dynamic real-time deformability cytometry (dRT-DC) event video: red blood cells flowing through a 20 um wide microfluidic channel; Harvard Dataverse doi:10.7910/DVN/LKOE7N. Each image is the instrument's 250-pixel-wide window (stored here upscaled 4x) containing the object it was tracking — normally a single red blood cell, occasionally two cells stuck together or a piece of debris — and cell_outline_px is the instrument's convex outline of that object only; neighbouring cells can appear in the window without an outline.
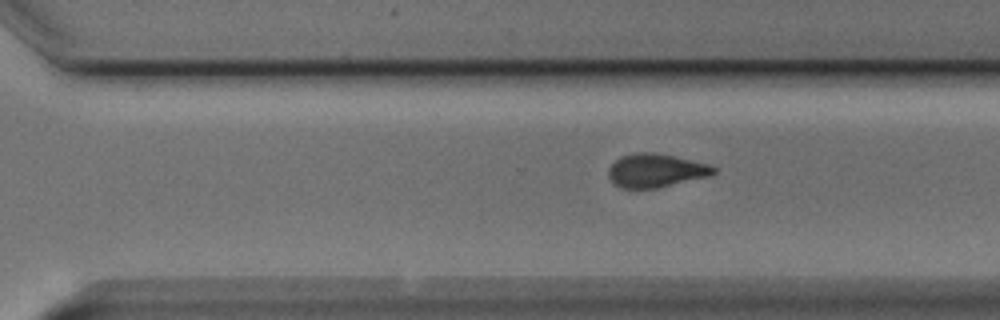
{"species": "Egyptian fruit bat (a non-hibernating species)", "species_latin": "Rousettus aegyptiacus", "temperature_condition": "cold", "stored_images_in_passage": 11, "segment_of_instrument_passage": [2, 2], "camera_frame_rate_fps": 3000, "um_per_image_px": 0.085, "animal": {"sex": "male"}, "frame": {"image": 1, "passage_image": 11, "time_ms": 13.0, "image_size_px": [1000, 320], "cell_outline_px": [[716, 172], [712, 176], [656, 188], [620, 188], [608, 176], [608, 168], [620, 156], [636, 152], [656, 152], [708, 164], [716, 168]], "centroid_in_image_um": [55.75, 14.49], "position_along_channel_um": 314.8, "area_um2": 20.58}}